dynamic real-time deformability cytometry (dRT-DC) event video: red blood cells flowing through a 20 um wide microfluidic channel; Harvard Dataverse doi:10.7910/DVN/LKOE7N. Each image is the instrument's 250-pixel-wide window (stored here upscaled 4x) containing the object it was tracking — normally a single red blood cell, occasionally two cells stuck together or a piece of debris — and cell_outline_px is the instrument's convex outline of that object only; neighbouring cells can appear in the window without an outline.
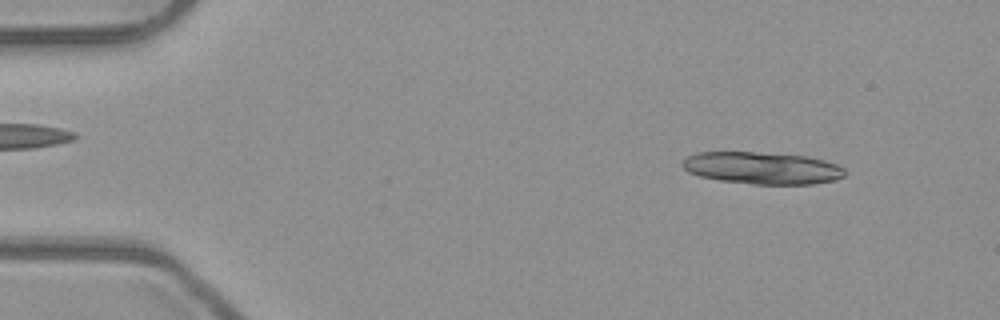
{"species": "common noctule bat (a hibernating species)", "species_latin": "Nyctalus noctula", "temperature_condition": "room temperature", "stored_images_in_passage": 4, "camera_frame_rate_fps": 3000, "um_per_image_px": 0.085, "animal": {"sex": "male", "body_mass_g": 23.1, "forearm_length_mm": 52.7}, "frame": {"image": 1, "passage_image": 1, "time_ms": 0.0, "image_size_px": [1000, 320], "cell_outline_px": [[844, 176], [836, 180], [812, 184], [752, 184], [720, 180], [700, 176], [688, 172], [680, 164], [688, 156], [696, 152], [752, 152], [808, 156], [824, 160], [836, 164], [844, 168]], "centroid_in_image_um": [64.78, 14.28], "position_along_channel_um": 20.2, "area_um2": 30.35}}